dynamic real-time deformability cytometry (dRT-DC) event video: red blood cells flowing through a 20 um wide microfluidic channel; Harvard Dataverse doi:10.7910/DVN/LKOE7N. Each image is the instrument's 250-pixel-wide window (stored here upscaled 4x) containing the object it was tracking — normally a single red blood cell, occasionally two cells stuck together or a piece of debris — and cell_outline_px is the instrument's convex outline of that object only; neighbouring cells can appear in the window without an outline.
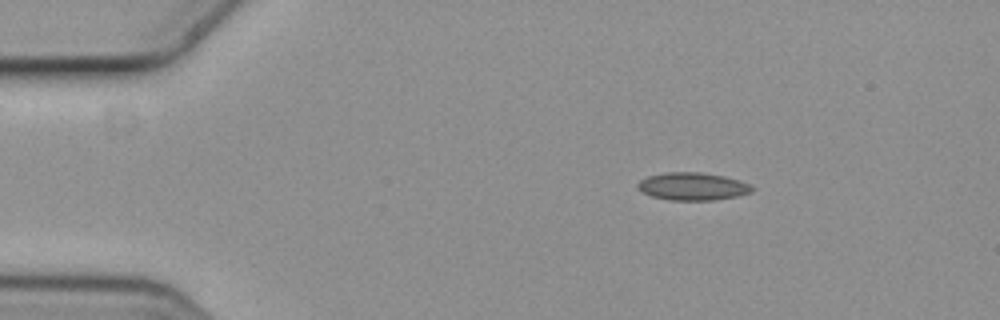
{"species": "common noctule bat (a hibernating species)", "species_latin": "Nyctalus noctula", "temperature_condition": "cold", "stored_images_in_passage": 4, "camera_frame_rate_fps": 3000, "um_per_image_px": 0.085, "animal": {"sex": "female", "body_mass_g": 19.3, "forearm_length_mm": 54.1}, "frame": {"image": 1, "passage_image": 1, "time_ms": 0.0, "image_size_px": [1000, 320], "cell_outline_px": [[752, 192], [736, 196], [716, 200], [672, 200], [652, 196], [644, 192], [636, 184], [640, 180], [648, 176], [668, 172], [700, 172], [724, 176], [748, 184], [752, 188]], "centroid_in_image_um": [58.86, 15.84], "position_along_channel_um": 26.1, "area_um2": 18.09}}
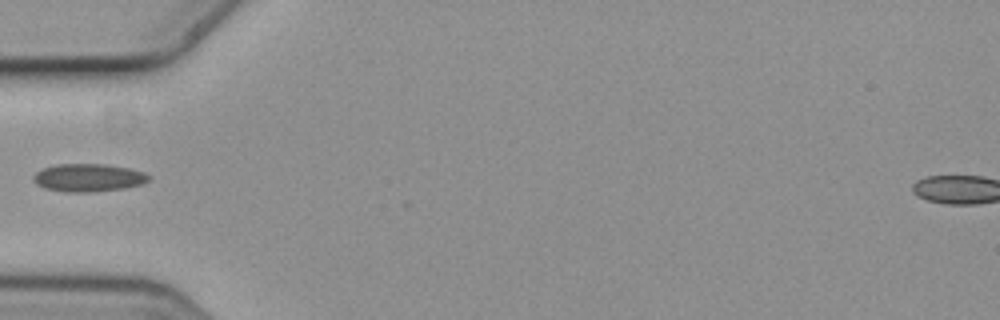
{"frame": {"image": 2, "passage_image": 4, "time_ms": 1.0, "image_size_px": [1000, 320], "cell_outline_px": [[152, 176], [148, 180], [140, 184], [124, 188], [92, 192], [64, 192], [44, 188], [36, 184], [32, 180], [32, 176], [36, 172], [44, 168], [56, 164], [104, 164], [128, 168], [144, 172]], "centroid_in_image_um": [7.48, 15.1], "position_along_channel_um": 77.5, "area_um2": 18.79}}